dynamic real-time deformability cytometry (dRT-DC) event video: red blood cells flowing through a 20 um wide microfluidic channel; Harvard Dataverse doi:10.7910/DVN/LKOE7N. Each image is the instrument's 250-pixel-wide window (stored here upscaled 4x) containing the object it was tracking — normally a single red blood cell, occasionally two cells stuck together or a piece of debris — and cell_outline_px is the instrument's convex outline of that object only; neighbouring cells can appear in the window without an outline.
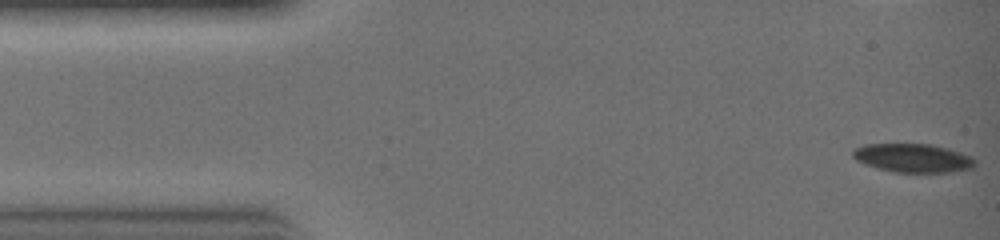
{"species": "common noctule bat (a hibernating species)", "species_latin": "Nyctalus noctula", "temperature_condition": "warm", "stored_images_in_passage": 31, "camera_frame_rate_fps": 3000, "um_per_image_px": 0.085, "animal": {"sex": "female", "body_mass_g": 19.0, "forearm_length_mm": 51.5}, "frame": {"image": 1, "passage_image": 1, "time_ms": 0.0, "image_size_px": [1000, 240], "cell_outline_px": [[976, 164], [972, 168], [952, 172], [892, 172], [876, 168], [864, 164], [856, 160], [852, 156], [852, 152], [856, 148], [864, 144], [932, 144], [948, 148], [972, 156], [976, 160]], "centroid_in_image_um": [77.61, 13.43], "position_along_channel_um": 7.4, "area_um2": 20.58}}
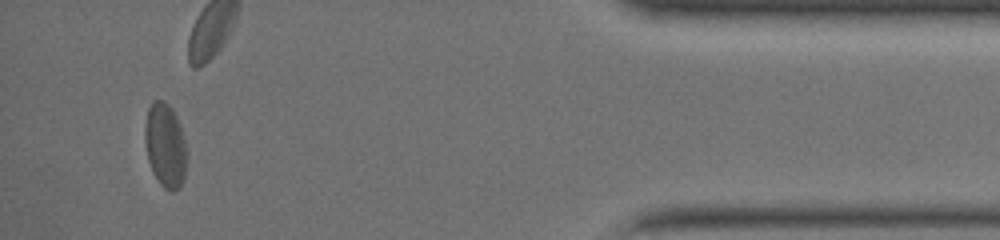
{"frame": {"image": 2, "passage_image": 29, "time_ms": 9.333, "image_size_px": [1000, 240], "cell_outline_px": [[188, 152], [184, 180], [180, 188], [172, 192], [164, 188], [160, 184], [152, 172], [148, 160], [144, 140], [144, 128], [148, 108], [152, 100], [164, 100], [172, 108], [180, 124]], "centroid_in_image_um": [14.06, 12.36], "position_along_channel_um": 421.1, "area_um2": 21.1}}